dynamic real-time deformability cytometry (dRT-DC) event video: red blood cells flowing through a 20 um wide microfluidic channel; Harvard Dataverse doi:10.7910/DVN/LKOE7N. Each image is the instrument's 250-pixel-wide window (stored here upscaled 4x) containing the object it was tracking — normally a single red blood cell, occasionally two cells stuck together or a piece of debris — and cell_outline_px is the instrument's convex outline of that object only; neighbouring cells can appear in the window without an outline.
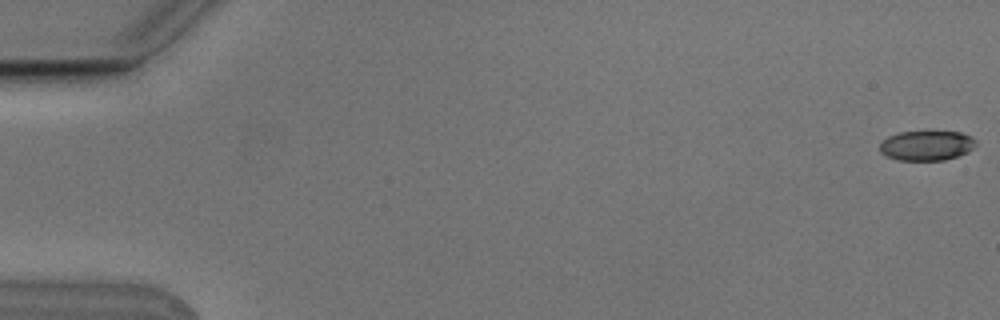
{"species": "Egyptian fruit bat (a non-hibernating species)", "species_latin": "Rousettus aegyptiacus", "temperature_condition": "cold", "stored_images_in_passage": 2, "camera_frame_rate_fps": 3000, "um_per_image_px": 0.085, "animal": {"sex": "male"}, "frame": {"image": 1, "passage_image": 2, "time_ms": 0.333, "image_size_px": [1000, 320], "cell_outline_px": [[976, 144], [968, 152], [944, 160], [896, 160], [880, 152], [880, 144], [888, 136], [900, 132], [960, 132], [972, 136], [976, 140]], "centroid_in_image_um": [78.77, 12.37], "position_along_channel_um": 6.2, "area_um2": 16.59}}